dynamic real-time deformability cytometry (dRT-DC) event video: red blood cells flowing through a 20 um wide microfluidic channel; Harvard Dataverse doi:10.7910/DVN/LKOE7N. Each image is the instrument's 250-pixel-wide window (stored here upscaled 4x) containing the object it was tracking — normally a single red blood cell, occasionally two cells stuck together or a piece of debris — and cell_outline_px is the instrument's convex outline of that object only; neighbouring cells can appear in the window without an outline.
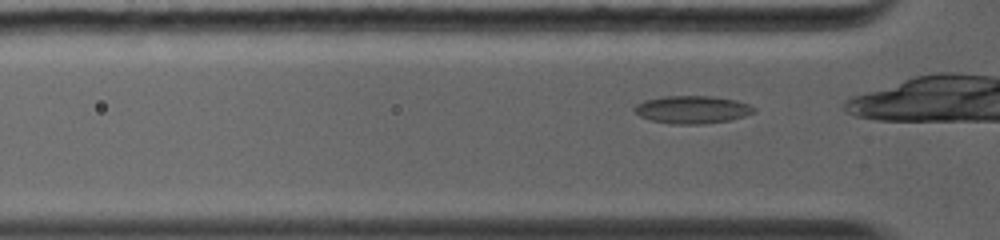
{"species": "common noctule bat (a hibernating species)", "species_latin": "Nyctalus noctula", "temperature_condition": "warm", "stored_images_in_passage": 30, "camera_frame_rate_fps": 5000, "um_per_image_px": 0.085, "animal": {"sex": "female", "body_mass_g": 19.0, "forearm_length_mm": 56.7}, "frame": {"image": 1, "passage_image": 2, "time_ms": 0.2, "image_size_px": [1000, 240], "cell_outline_px": [[756, 112], [744, 116], [728, 120], [704, 124], [672, 124], [652, 120], [640, 116], [632, 108], [636, 104], [644, 100], [664, 96], [712, 96], [736, 100], [748, 104], [756, 108]], "centroid_in_image_um": [58.84, 9.31], "position_along_channel_um": 67.0, "area_um2": 19.31}}
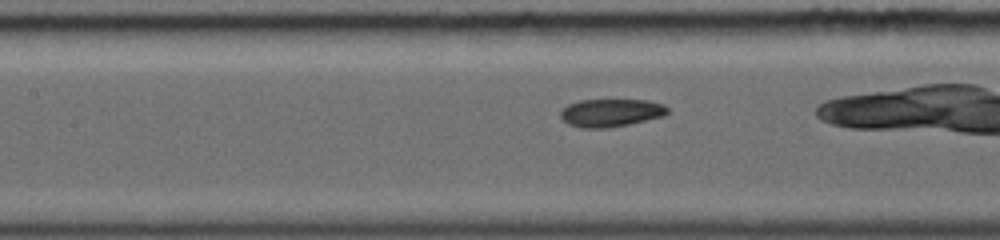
{"frame": {"image": 2, "passage_image": 10, "time_ms": 2.2, "image_size_px": [1000, 240], "cell_outline_px": [[668, 112], [664, 116], [628, 124], [604, 128], [584, 128], [568, 124], [560, 116], [560, 112], [568, 104], [580, 100], [648, 100], [664, 104], [668, 108]], "centroid_in_image_um": [51.94, 9.58], "position_along_channel_um": 155.5, "area_um2": 17.28}}
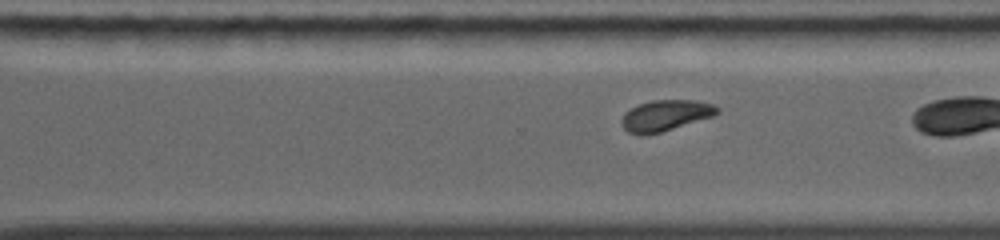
{"frame": {"image": 3, "passage_image": 28, "time_ms": 5.8, "image_size_px": [1000, 240], "cell_outline_px": [[720, 112], [712, 116], [660, 132], [644, 136], [640, 136], [628, 132], [624, 128], [620, 120], [624, 112], [640, 104], [652, 100], [692, 100], [712, 104], [720, 108]], "centroid_in_image_um": [56.53, 9.82], "position_along_channel_um": 314.1, "area_um2": 17.11}}